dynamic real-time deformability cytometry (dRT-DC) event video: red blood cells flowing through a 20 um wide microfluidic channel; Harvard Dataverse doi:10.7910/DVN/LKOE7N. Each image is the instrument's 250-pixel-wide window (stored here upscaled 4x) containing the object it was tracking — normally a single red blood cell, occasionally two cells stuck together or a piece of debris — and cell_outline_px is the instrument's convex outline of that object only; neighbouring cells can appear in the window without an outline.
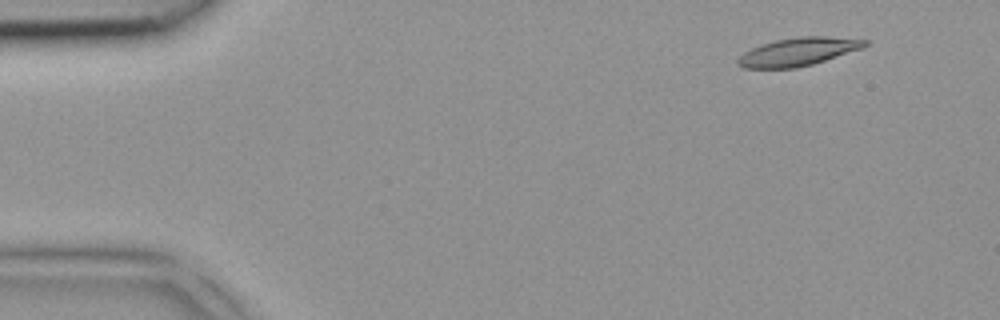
{"species": "common noctule bat (a hibernating species)", "species_latin": "Nyctalus noctula", "temperature_condition": "room temperature", "stored_images_in_passage": 3, "segment_of_instrument_passage": [2, 2], "camera_frame_rate_fps": 3000, "um_per_image_px": 0.085, "animal": {"sex": "female", "body_mass_g": 18.4}, "frame": {"image": 1, "passage_image": 3, "time_ms": 0.667, "image_size_px": [1000, 320], "cell_outline_px": [[868, 44], [864, 48], [812, 64], [796, 68], [744, 68], [736, 64], [736, 60], [744, 52], [752, 48], [776, 40], [800, 36], [828, 36], [868, 40]], "centroid_in_image_um": [67.86, 4.4], "position_along_channel_um": 17.1, "area_um2": 20.75}}